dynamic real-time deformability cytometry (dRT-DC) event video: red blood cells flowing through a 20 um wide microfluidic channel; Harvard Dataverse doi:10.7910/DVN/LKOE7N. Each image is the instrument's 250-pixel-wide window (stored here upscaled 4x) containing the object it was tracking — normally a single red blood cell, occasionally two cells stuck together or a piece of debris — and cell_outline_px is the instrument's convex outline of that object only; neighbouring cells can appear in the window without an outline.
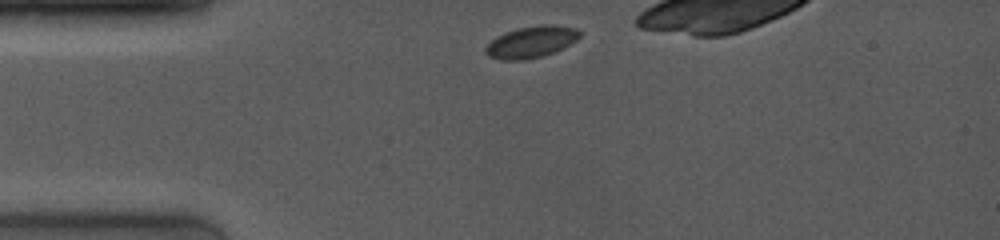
{"species": "common noctule bat (a hibernating species)", "species_latin": "Nyctalus noctula", "temperature_condition": "room temperature", "stored_images_in_passage": 5, "camera_frame_rate_fps": 4000, "um_per_image_px": 0.085, "animal": {"sex": "female", "body_mass_g": 19.0, "forearm_length_mm": 53.3}, "frame": {"image": 1, "passage_image": 1, "time_ms": 0.0, "image_size_px": [1000, 240], "cell_outline_px": [[580, 36], [576, 40], [544, 56], [524, 60], [500, 60], [488, 56], [484, 52], [484, 48], [496, 36], [504, 32], [516, 28], [540, 24], [552, 24], [576, 28], [580, 32]], "centroid_in_image_um": [45.1, 3.56], "position_along_channel_um": 39.9, "area_um2": 17.4}}
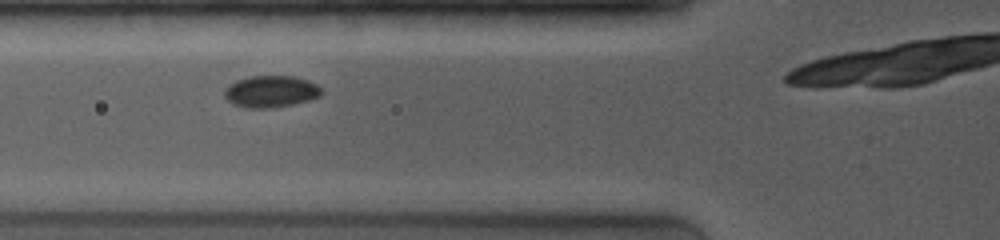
{"frame": {"image": 2, "passage_image": 4, "time_ms": 2.25, "image_size_px": [1000, 240], "cell_outline_px": [[324, 92], [320, 96], [308, 100], [292, 104], [272, 108], [248, 108], [232, 104], [224, 96], [224, 92], [228, 84], [236, 80], [248, 76], [292, 76], [308, 80], [316, 84]], "centroid_in_image_um": [23.0, 7.77], "position_along_channel_um": 102.8, "area_um2": 18.03}}
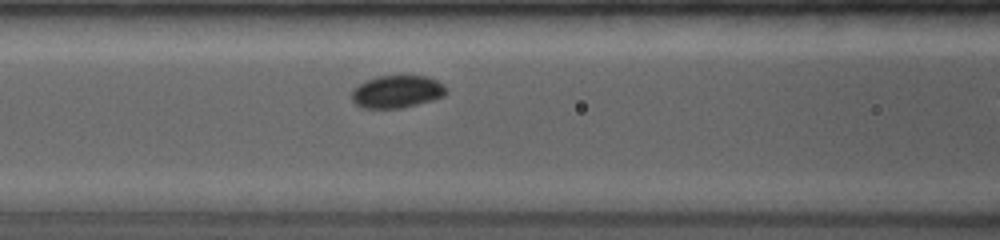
{"frame": {"image": 3, "passage_image": 5, "time_ms": 3.0, "image_size_px": [1000, 240], "cell_outline_px": [[448, 92], [444, 96], [432, 100], [400, 108], [360, 108], [352, 100], [352, 92], [364, 80], [376, 76], [428, 76], [444, 84], [448, 88]], "centroid_in_image_um": [33.77, 7.78], "position_along_channel_um": 132.8, "area_um2": 17.98}}